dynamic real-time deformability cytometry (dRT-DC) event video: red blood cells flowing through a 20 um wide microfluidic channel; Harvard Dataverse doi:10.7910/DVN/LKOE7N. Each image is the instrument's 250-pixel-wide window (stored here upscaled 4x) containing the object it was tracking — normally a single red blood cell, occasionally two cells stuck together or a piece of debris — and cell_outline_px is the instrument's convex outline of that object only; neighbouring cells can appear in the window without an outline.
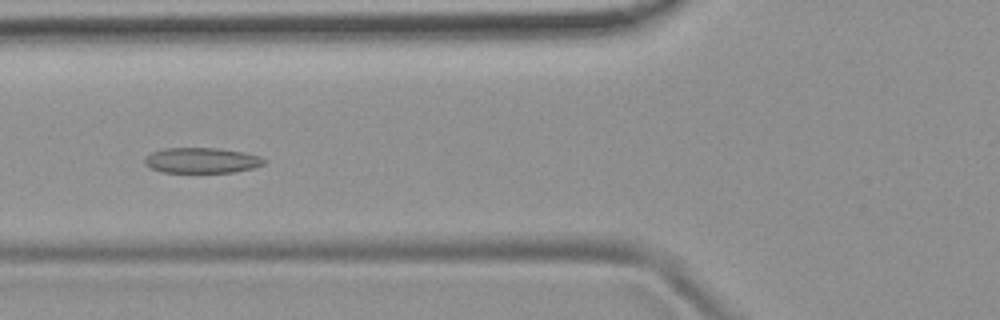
{"species": "common noctule bat (a hibernating species)", "species_latin": "Nyctalus noctula", "temperature_condition": "room temperature", "stored_images_in_passage": 5, "camera_frame_rate_fps": 3000, "um_per_image_px": 0.085, "animal": {"sex": "female", "body_mass_g": 19.9}, "frame": {"image": 1, "passage_image": 5, "time_ms": 1.333, "image_size_px": [1000, 320], "cell_outline_px": [[268, 160], [264, 164], [252, 168], [236, 172], [164, 172], [152, 168], [144, 164], [144, 156], [152, 152], [164, 148], [216, 148], [244, 152], [260, 156]], "centroid_in_image_um": [17.16, 13.63], "position_along_channel_um": 108.6, "area_um2": 17.74}}